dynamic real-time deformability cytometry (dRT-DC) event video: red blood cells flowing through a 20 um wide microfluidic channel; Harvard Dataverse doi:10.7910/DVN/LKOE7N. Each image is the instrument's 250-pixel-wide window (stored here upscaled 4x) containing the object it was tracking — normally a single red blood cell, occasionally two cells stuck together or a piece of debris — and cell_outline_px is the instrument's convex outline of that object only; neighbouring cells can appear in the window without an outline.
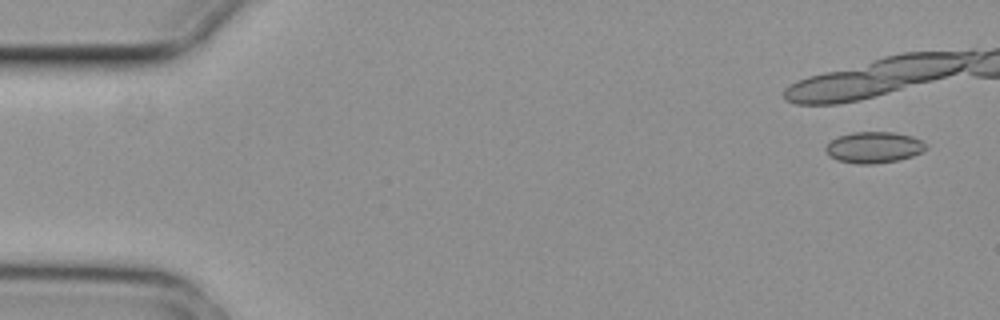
{"species": "common noctule bat (a hibernating species)", "species_latin": "Nyctalus noctula", "temperature_condition": "cold", "stored_images_in_passage": 2, "camera_frame_rate_fps": 3000, "um_per_image_px": 0.085, "animal": {"sex": "female", "body_mass_g": 29.2, "forearm_length_mm": 56.3}, "frame": {"image": 1, "passage_image": 1, "time_ms": 0.0, "image_size_px": [1000, 320], "cell_outline_px": [[928, 148], [924, 152], [900, 160], [872, 164], [856, 164], [836, 160], [828, 156], [824, 148], [836, 136], [852, 132], [892, 132], [912, 136], [920, 140]], "centroid_in_image_um": [74.26, 12.53], "position_along_channel_um": 10.7, "area_um2": 18.44}}